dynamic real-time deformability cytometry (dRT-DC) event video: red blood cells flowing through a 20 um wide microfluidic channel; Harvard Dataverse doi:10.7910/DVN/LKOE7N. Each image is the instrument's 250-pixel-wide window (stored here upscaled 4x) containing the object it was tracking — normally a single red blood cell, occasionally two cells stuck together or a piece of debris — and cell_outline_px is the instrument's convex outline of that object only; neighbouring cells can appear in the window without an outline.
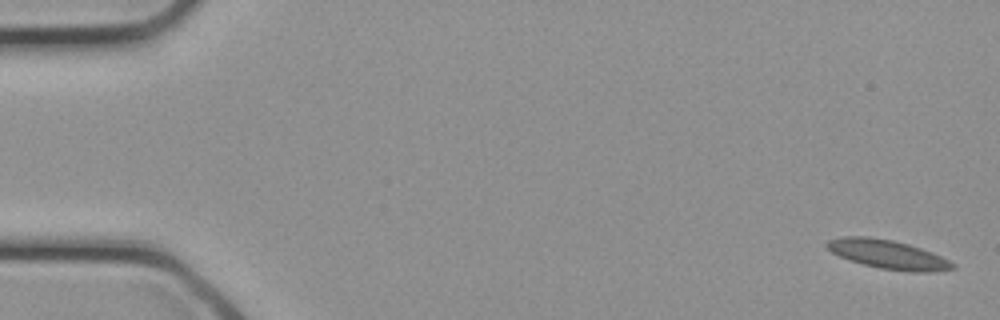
{"species": "common noctule bat (a hibernating species)", "species_latin": "Nyctalus noctula", "temperature_condition": "cold", "stored_images_in_passage": 8, "camera_frame_rate_fps": 3000, "um_per_image_px": 0.085, "animal": {"sex": "female", "body_mass_g": 21.9}, "frame": {"image": 1, "passage_image": 1, "time_ms": 0.0, "image_size_px": [1000, 320], "cell_outline_px": [[956, 268], [936, 272], [912, 272], [880, 268], [864, 264], [840, 256], [832, 252], [824, 244], [828, 240], [844, 236], [864, 236], [892, 240], [908, 244], [932, 252], [956, 264]], "centroid_in_image_um": [75.51, 21.63], "position_along_channel_um": 9.5, "area_um2": 20.98}}